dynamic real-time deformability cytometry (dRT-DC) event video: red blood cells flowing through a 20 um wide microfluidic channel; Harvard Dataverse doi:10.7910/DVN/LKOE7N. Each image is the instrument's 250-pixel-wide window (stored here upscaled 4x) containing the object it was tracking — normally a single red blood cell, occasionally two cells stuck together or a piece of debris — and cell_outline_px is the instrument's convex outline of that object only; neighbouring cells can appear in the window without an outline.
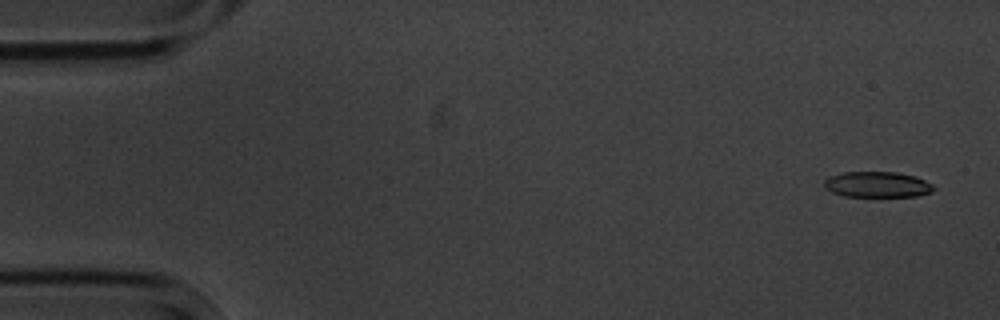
{"species": "common noctule bat (a hibernating species)", "species_latin": "Nyctalus noctula", "temperature_condition": "cold", "stored_images_in_passage": 5, "camera_frame_rate_fps": 3000, "um_per_image_px": 0.085, "animal": {"sex": "male", "body_mass_g": 20.1, "forearm_length_mm": 53.5}, "frame": {"image": 1, "passage_image": 1, "time_ms": 0.0, "image_size_px": [1000, 320], "cell_outline_px": [[936, 188], [932, 192], [916, 196], [844, 196], [832, 192], [824, 188], [824, 180], [828, 176], [844, 172], [896, 172], [916, 176], [932, 184]], "centroid_in_image_um": [74.56, 15.68], "position_along_channel_um": 10.4, "area_um2": 16.47}}
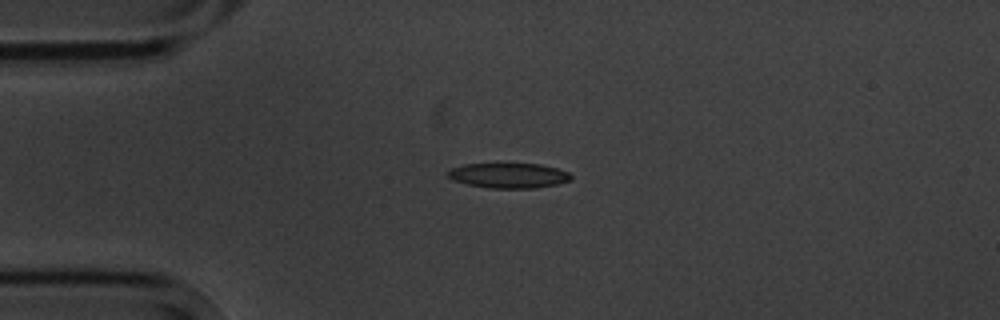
{"frame": {"image": 2, "passage_image": 4, "time_ms": 3.667, "image_size_px": [1000, 320], "cell_outline_px": [[572, 180], [556, 184], [532, 188], [488, 188], [468, 184], [452, 180], [444, 172], [452, 168], [464, 164], [540, 164], [556, 168], [568, 172], [572, 176]], "centroid_in_image_um": [43.21, 14.92], "position_along_channel_um": 41.8, "area_um2": 17.92}}